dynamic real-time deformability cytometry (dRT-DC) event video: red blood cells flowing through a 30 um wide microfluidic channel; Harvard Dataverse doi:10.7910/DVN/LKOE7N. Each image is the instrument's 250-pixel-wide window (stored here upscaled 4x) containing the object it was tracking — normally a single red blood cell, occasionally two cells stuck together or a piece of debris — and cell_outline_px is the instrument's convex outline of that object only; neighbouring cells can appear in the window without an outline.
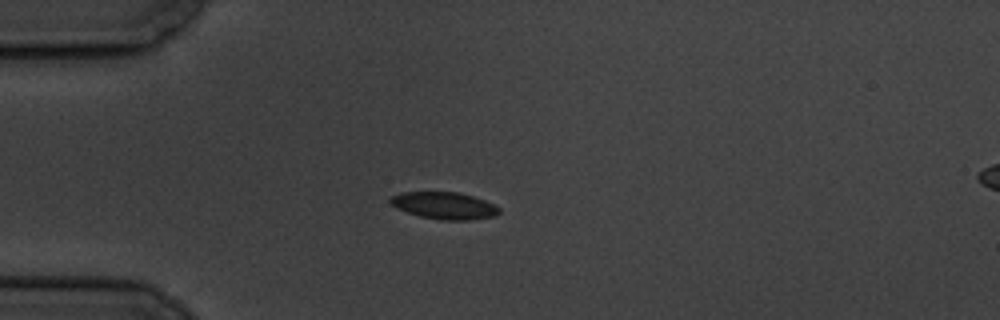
{"species": "common noctule bat (a hibernating species)", "species_latin": "Nyctalus noctula", "temperature_condition": "cold", "stored_images_in_passage": 35, "camera_frame_rate_fps": 3000, "um_per_image_px": 0.085, "animal": {"sex": "male", "body_mass_g": 19.5, "forearm_length_mm": 54.6}, "frame": {"image": 1, "passage_image": 1, "time_ms": 0.0, "image_size_px": [1000, 320], "cell_outline_px": [[500, 212], [496, 216], [472, 220], [440, 220], [420, 216], [396, 208], [388, 200], [392, 196], [400, 192], [460, 192], [484, 200], [500, 208]], "centroid_in_image_um": [37.77, 17.48], "position_along_channel_um": 47.2, "area_um2": 17.17}}
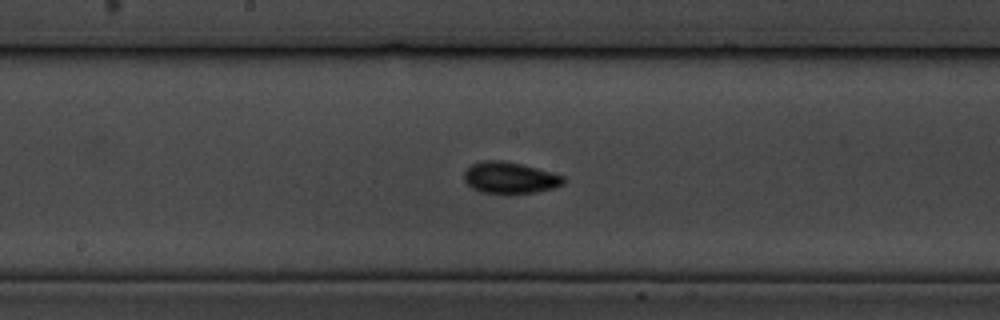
{"frame": {"image": 2, "passage_image": 16, "time_ms": 5.0, "image_size_px": [1000, 320], "cell_outline_px": [[564, 184], [552, 188], [536, 192], [480, 192], [472, 188], [464, 180], [464, 172], [472, 164], [480, 160], [504, 160], [552, 172], [564, 176]], "centroid_in_image_um": [43.32, 15.08], "position_along_channel_um": 204.9, "area_um2": 17.92}}
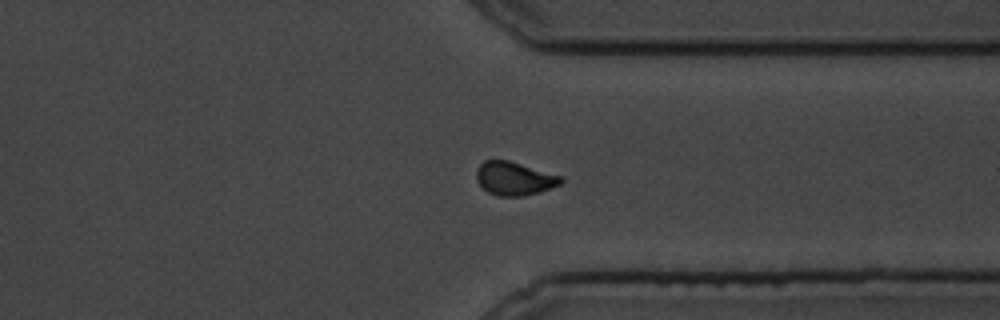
{"frame": {"image": 3, "passage_image": 30, "time_ms": 9.667, "image_size_px": [1000, 320], "cell_outline_px": [[564, 180], [560, 184], [540, 192], [524, 196], [496, 196], [488, 192], [476, 180], [476, 172], [480, 164], [484, 160], [508, 160], [564, 176]], "centroid_in_image_um": [43.74, 15.17], "position_along_channel_um": 367.7, "area_um2": 16.59}, "authors_computed_cell_mechanics": {"area_um2": 17.1666, "velocity_mm_per_s": 3.4914, "shape_relaxation_time_tau1_ms": 10.0629, "shape_relaxation_time_tau2_ms": 2.1726, "deformation_change_tau1": 0.1486, "deformation_change_tau2": 0.0537}}